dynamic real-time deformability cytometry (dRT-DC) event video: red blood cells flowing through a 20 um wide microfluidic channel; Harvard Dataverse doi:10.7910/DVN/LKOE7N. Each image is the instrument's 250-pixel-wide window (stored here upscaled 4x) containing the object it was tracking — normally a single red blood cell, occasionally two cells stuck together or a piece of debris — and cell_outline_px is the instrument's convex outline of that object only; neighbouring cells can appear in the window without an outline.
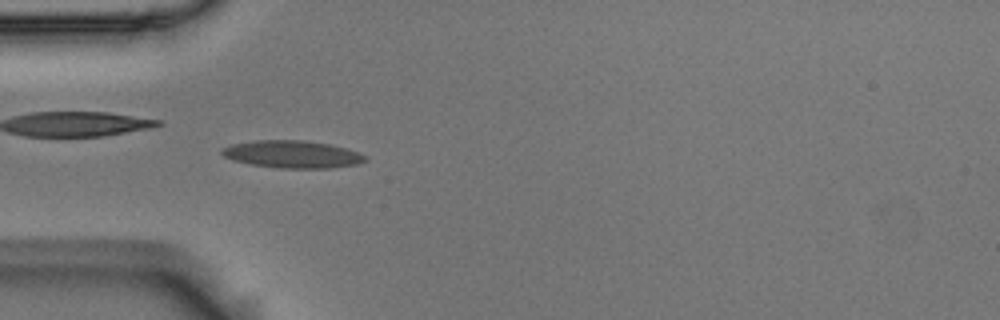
{"species": "Egyptian fruit bat (a non-hibernating species)", "species_latin": "Rousettus aegyptiacus", "temperature_condition": "room temperature", "stored_images_in_passage": 53, "camera_frame_rate_fps": 3000, "um_per_image_px": 0.085, "animal": {"sex": "male"}, "frame": {"image": 1, "passage_image": 15, "time_ms": 4.667, "image_size_px": [1000, 320], "cell_outline_px": [[368, 160], [356, 164], [332, 168], [276, 168], [252, 164], [232, 160], [224, 156], [220, 152], [220, 148], [232, 144], [256, 140], [304, 140], [328, 144], [344, 148], [368, 156]], "centroid_in_image_um": [24.82, 13.11], "position_along_channel_um": 60.2, "area_um2": 22.89}}
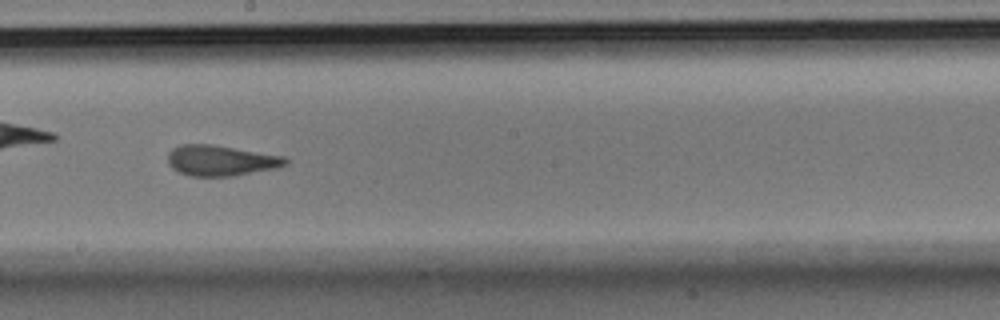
{"frame": {"image": 2, "passage_image": 29, "time_ms": 9.333, "image_size_px": [1000, 320], "cell_outline_px": [[288, 164], [276, 168], [232, 176], [192, 176], [180, 172], [172, 168], [168, 164], [168, 152], [172, 148], [180, 144], [212, 144], [284, 156], [288, 160]], "centroid_in_image_um": [18.76, 13.63], "position_along_channel_um": 229.4, "area_um2": 20.98}}
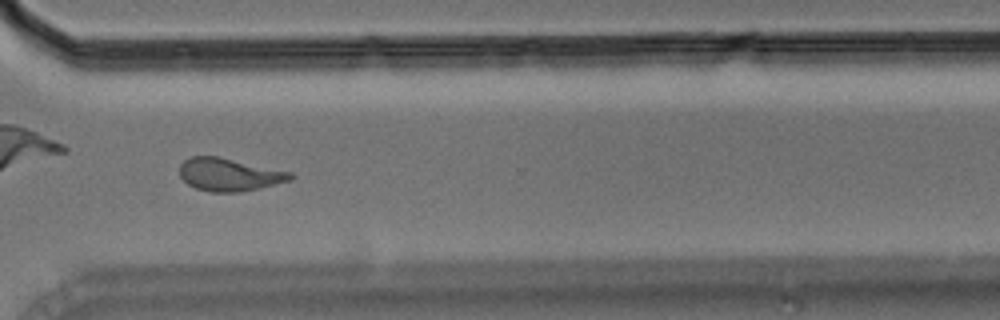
{"frame": {"image": 3, "passage_image": 39, "time_ms": 12.667, "image_size_px": [1000, 320], "cell_outline_px": [[292, 180], [240, 192], [212, 192], [196, 188], [188, 184], [180, 176], [180, 164], [184, 160], [192, 156], [220, 156], [292, 172]], "centroid_in_image_um": [19.48, 14.82], "position_along_channel_um": 351.1, "area_um2": 21.15}, "authors_computed_cell_mechanics": {"area_um2": 20.9236, "velocity_mm_per_s": 3.6633, "shape_relaxation_time_tau1_ms": null, "shape_relaxation_time_tau2_ms": 1.9857, "deformation_change_tau1": null, "deformation_change_tau2": 0.0884}}